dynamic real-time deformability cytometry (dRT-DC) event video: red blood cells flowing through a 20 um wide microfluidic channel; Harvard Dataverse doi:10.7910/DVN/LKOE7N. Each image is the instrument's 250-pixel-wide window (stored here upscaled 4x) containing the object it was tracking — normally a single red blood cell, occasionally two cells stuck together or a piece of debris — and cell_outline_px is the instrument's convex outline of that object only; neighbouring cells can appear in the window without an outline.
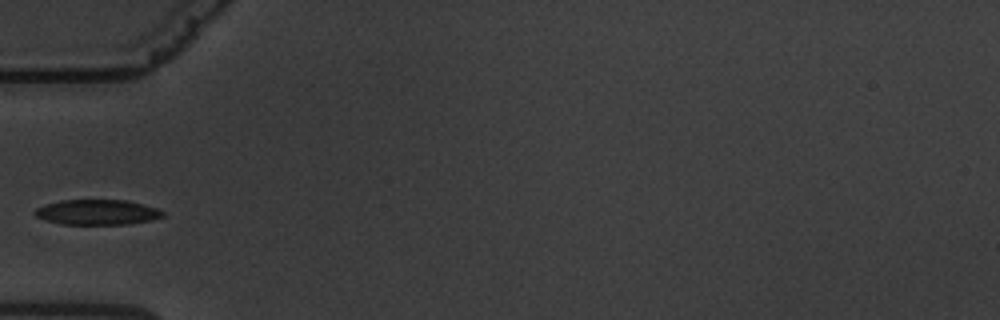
{"species": "common noctule bat (a hibernating species)", "species_latin": "Nyctalus noctula", "temperature_condition": "warm", "stored_images_in_passage": 35, "camera_frame_rate_fps": 3000, "um_per_image_px": 0.085, "animal": {"sex": "male", "body_mass_g": 19.5, "forearm_length_mm": 54.6}, "frame": {"image": 1, "passage_image": 1, "time_ms": 0.0, "image_size_px": [1000, 320], "cell_outline_px": [[164, 216], [152, 220], [128, 224], [64, 224], [48, 220], [36, 216], [32, 212], [36, 208], [60, 200], [124, 200], [156, 208], [164, 212]], "centroid_in_image_um": [8.27, 18.04], "position_along_channel_um": 76.7, "area_um2": 18.5}}
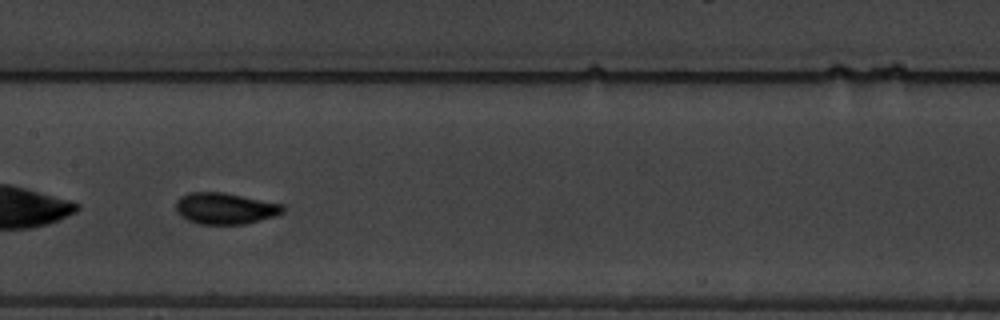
{"frame": {"image": 2, "passage_image": 11, "time_ms": 3.333, "image_size_px": [1000, 320], "cell_outline_px": [[284, 212], [276, 216], [244, 224], [200, 224], [188, 220], [180, 216], [176, 212], [176, 200], [180, 196], [188, 192], [224, 192], [284, 204]], "centroid_in_image_um": [19.13, 17.71], "position_along_channel_um": 188.3, "area_um2": 19.77}}